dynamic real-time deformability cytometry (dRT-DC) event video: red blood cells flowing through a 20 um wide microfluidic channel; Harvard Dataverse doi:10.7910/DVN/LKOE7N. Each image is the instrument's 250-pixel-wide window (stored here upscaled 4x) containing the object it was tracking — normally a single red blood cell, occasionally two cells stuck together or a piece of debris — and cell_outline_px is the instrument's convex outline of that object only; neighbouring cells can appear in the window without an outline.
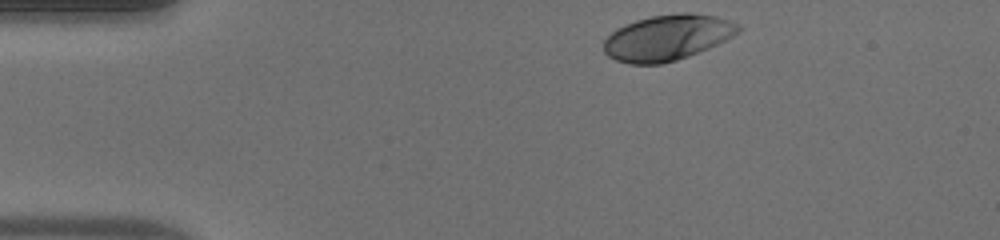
{"species": "human", "species_latin": "Homo sapiens", "temperature_condition": "warm", "stored_images_in_passage": 34, "camera_frame_rate_fps": 3000, "um_per_image_px": 0.085, "donor": {"sex": "male"}, "frame": {"image": 1, "passage_image": 1, "time_ms": 0.0, "image_size_px": [1000, 240], "cell_outline_px": [[744, 28], [732, 36], [708, 48], [688, 56], [676, 60], [660, 64], [628, 64], [616, 60], [608, 56], [604, 52], [604, 40], [616, 28], [624, 24], [636, 20], [652, 16], [680, 12], [692, 12], [716, 16], [740, 24]], "centroid_in_image_um": [56.72, 3.18], "position_along_channel_um": 28.3, "area_um2": 35.89}}
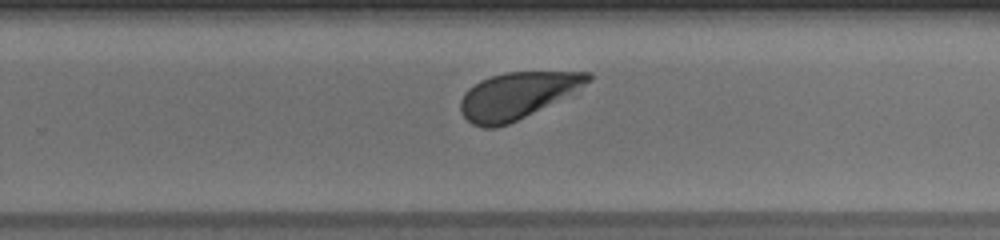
{"frame": {"image": 2, "passage_image": 25, "time_ms": 8.0, "image_size_px": [1000, 240], "cell_outline_px": [[592, 80], [532, 112], [508, 124], [496, 128], [484, 128], [472, 124], [460, 112], [460, 100], [464, 92], [468, 88], [480, 80], [504, 72], [592, 72]], "centroid_in_image_um": [43.85, 8.11], "position_along_channel_um": 285.9, "area_um2": 33.64}}
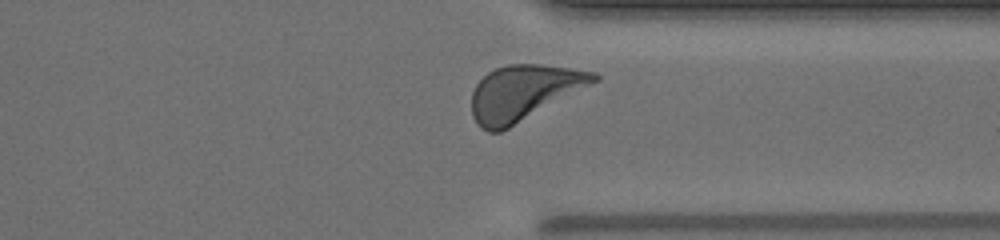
{"frame": {"image": 3, "passage_image": 31, "time_ms": 10.0, "image_size_px": [1000, 240], "cell_outline_px": [[600, 80], [508, 128], [500, 132], [488, 132], [480, 128], [476, 124], [472, 116], [472, 92], [476, 84], [488, 72], [496, 68], [508, 64], [540, 64], [596, 72], [600, 76]], "centroid_in_image_um": [44.49, 7.88], "position_along_channel_um": 366.9, "area_um2": 39.19}, "authors_computed_cell_mechanics": {"area_um2": 35.4314, "velocity_mm_per_s": 4.0557, "shape_relaxation_time_tau1_ms": 1.6115, "shape_relaxation_time_tau2_ms": null, "deformation_change_tau1": 0.1238, "deformation_change_tau2": null}}